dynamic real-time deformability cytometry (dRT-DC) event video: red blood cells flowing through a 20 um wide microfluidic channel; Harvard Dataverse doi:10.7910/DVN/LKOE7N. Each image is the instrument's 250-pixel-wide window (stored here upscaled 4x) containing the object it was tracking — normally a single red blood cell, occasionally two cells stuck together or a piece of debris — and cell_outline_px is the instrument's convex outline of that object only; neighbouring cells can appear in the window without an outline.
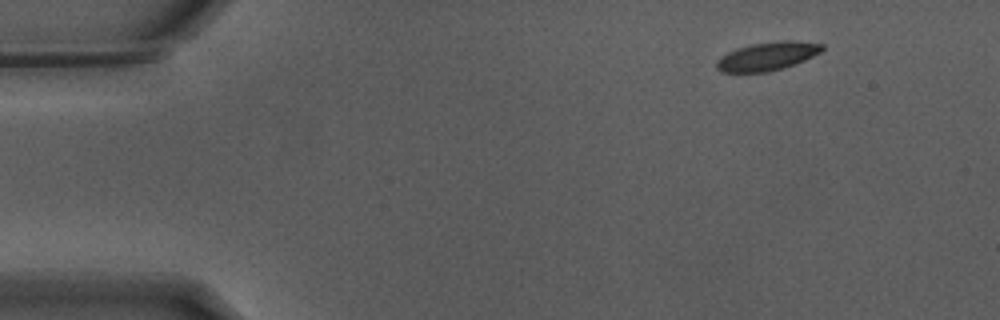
{"species": "Egyptian fruit bat (a non-hibernating species)", "species_latin": "Rousettus aegyptiacus", "temperature_condition": "warm", "stored_images_in_passage": 49, "camera_frame_rate_fps": 3000, "um_per_image_px": 0.085, "animal": {"sex": "male"}, "frame": {"image": 1, "passage_image": 1, "time_ms": 0.0, "image_size_px": [1000, 320], "cell_outline_px": [[824, 48], [820, 52], [804, 60], [768, 72], [720, 72], [716, 68], [716, 60], [720, 56], [736, 48], [752, 44], [784, 40], [792, 40], [824, 44]], "centroid_in_image_um": [65.18, 4.77], "position_along_channel_um": 19.8, "area_um2": 17.34}}
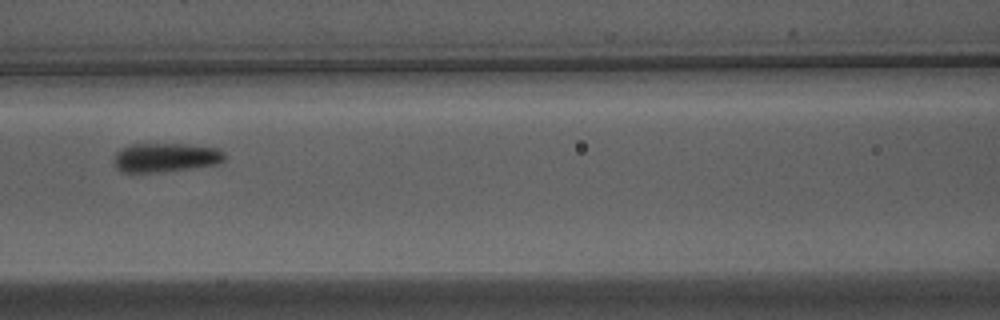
{"frame": {"image": 2, "passage_image": 19, "time_ms": 6.0, "image_size_px": [1000, 320], "cell_outline_px": [[224, 160], [220, 164], [156, 172], [124, 172], [116, 168], [112, 160], [112, 156], [120, 148], [132, 144], [184, 144], [220, 148], [224, 152]], "centroid_in_image_um": [14.04, 13.38], "position_along_channel_um": 152.6, "area_um2": 18.84}}
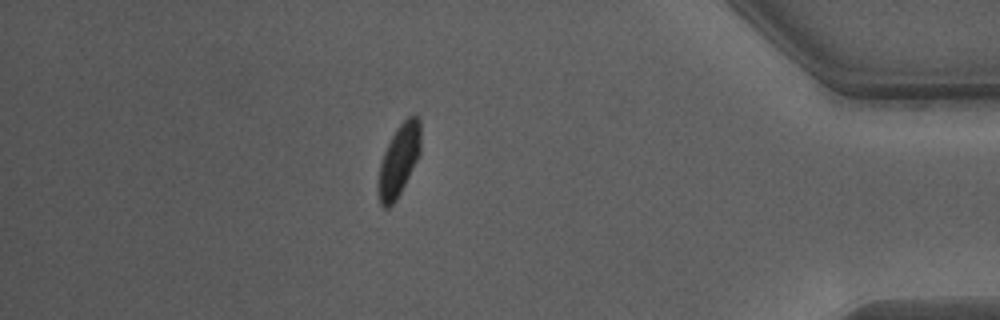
{"frame": {"image": 3, "passage_image": 42, "time_ms": 13.667, "image_size_px": [1000, 320], "cell_outline_px": [[420, 156], [400, 192], [392, 204], [388, 208], [384, 208], [380, 204], [376, 188], [376, 184], [380, 164], [384, 152], [396, 128], [408, 116], [416, 116], [420, 120]], "centroid_in_image_um": [33.88, 13.65], "position_along_channel_um": 401.3, "area_um2": 17.74}, "authors_computed_cell_mechanics": {"area_um2": 18.1492, "velocity_mm_per_s": 3.8111, "shape_relaxation_time_tau1_ms": 2.7019, "shape_relaxation_time_tau2_ms": 0.8375, "deformation_change_tau1": 0.1365, "deformation_change_tau2": 0.0722}}